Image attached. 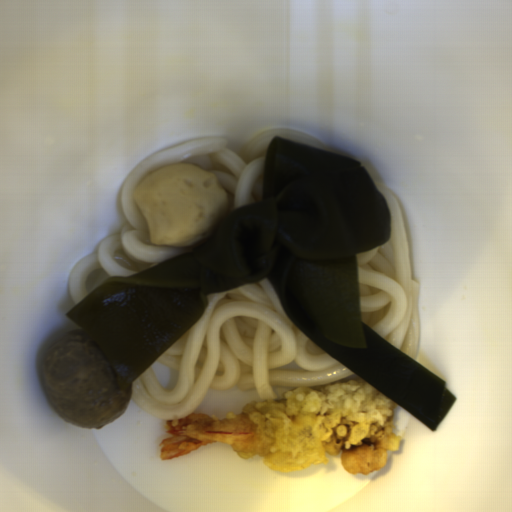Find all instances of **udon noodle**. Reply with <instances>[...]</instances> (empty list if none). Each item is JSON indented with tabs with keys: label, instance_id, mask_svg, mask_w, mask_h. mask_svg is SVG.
<instances>
[{
	"label": "udon noodle",
	"instance_id": "2",
	"mask_svg": "<svg viewBox=\"0 0 512 512\" xmlns=\"http://www.w3.org/2000/svg\"><path fill=\"white\" fill-rule=\"evenodd\" d=\"M275 137L331 151L312 134L275 127L260 132L240 152L227 147L226 138L208 136L167 148L138 163L122 189V208L128 222L102 239L97 250L75 263L69 274L68 290L74 304L109 277L141 273L165 258L194 249L199 243L183 247L152 244L147 220L133 196L140 181L164 166L200 165L222 184L226 192L224 216L231 208L260 201L267 149Z\"/></svg>",
	"mask_w": 512,
	"mask_h": 512
},
{
	"label": "udon noodle",
	"instance_id": "3",
	"mask_svg": "<svg viewBox=\"0 0 512 512\" xmlns=\"http://www.w3.org/2000/svg\"><path fill=\"white\" fill-rule=\"evenodd\" d=\"M390 218L384 246L358 254V305L362 322L415 361L420 338L419 282L411 264L404 215L397 199L382 185Z\"/></svg>",
	"mask_w": 512,
	"mask_h": 512
},
{
	"label": "udon noodle",
	"instance_id": "1",
	"mask_svg": "<svg viewBox=\"0 0 512 512\" xmlns=\"http://www.w3.org/2000/svg\"><path fill=\"white\" fill-rule=\"evenodd\" d=\"M206 297L203 315L156 358L178 371L174 387L163 388L150 365L129 384L155 418L188 417L209 390L255 391L261 400L278 398L275 386L316 389L361 378L291 321L268 278Z\"/></svg>",
	"mask_w": 512,
	"mask_h": 512
}]
</instances>
